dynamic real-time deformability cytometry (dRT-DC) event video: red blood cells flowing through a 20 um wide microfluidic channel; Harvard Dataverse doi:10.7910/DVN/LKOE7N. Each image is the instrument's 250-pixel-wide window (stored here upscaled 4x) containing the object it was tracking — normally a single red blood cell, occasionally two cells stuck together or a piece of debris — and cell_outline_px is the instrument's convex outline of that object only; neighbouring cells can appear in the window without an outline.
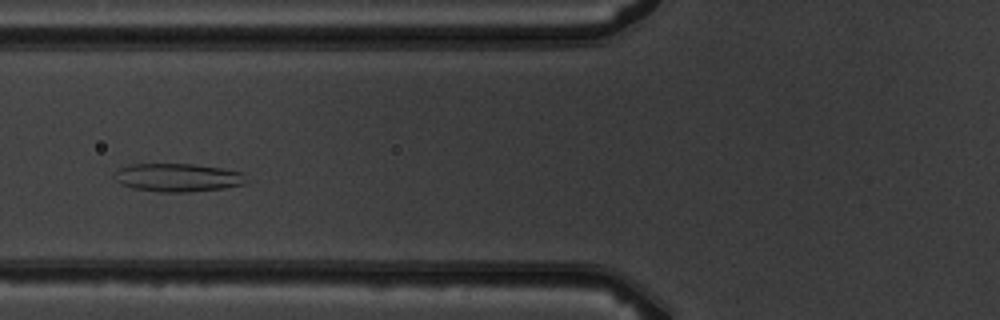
{"species": "common noctule bat (a hibernating species)", "species_latin": "Nyctalus noctula", "temperature_condition": "warm", "stored_images_in_passage": 6, "camera_frame_rate_fps": 3000, "um_per_image_px": 0.085, "animal": {"sex": "male", "body_mass_g": 19.5, "forearm_length_mm": 54.6}, "frame": {"image": 1, "passage_image": 5, "time_ms": 4.667, "image_size_px": [1000, 320], "cell_outline_px": [[252, 180], [244, 184], [224, 188], [188, 192], [160, 192], [132, 188], [116, 180], [116, 172], [120, 168], [128, 164], [192, 164], [220, 168], [244, 172]], "centroid_in_image_um": [15.21, 15.09], "position_along_channel_um": 110.6, "area_um2": 21.79}}